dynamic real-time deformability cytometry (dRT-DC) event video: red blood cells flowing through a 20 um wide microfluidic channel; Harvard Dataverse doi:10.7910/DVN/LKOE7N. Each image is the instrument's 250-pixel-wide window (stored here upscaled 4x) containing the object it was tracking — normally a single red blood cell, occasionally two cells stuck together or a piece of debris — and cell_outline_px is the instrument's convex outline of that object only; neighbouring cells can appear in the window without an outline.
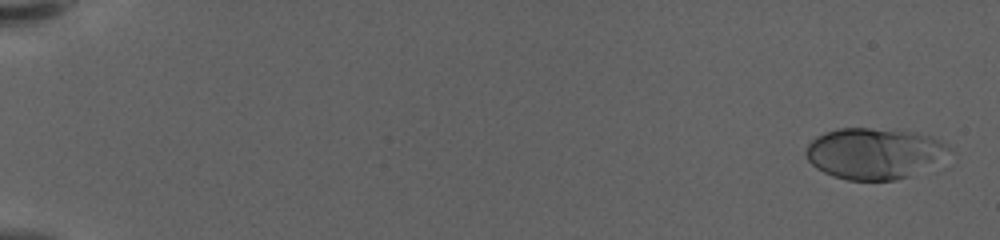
{"species": "human", "species_latin": "Homo sapiens", "temperature_condition": "warm", "stored_images_in_passage": 59, "camera_frame_rate_fps": 3000, "um_per_image_px": 0.085, "donor": {"sex": "female"}, "frame": {"image": 1, "passage_image": 2, "time_ms": 0.333, "image_size_px": [1000, 240], "cell_outline_px": [[952, 148], [936, 164], [908, 176], [896, 180], [848, 180], [832, 176], [816, 168], [808, 160], [804, 152], [808, 144], [816, 136], [824, 132], [840, 128], [868, 128], [916, 132], [932, 136], [940, 140]], "centroid_in_image_um": [74.29, 13.03], "position_along_channel_um": 10.7, "area_um2": 42.66}}
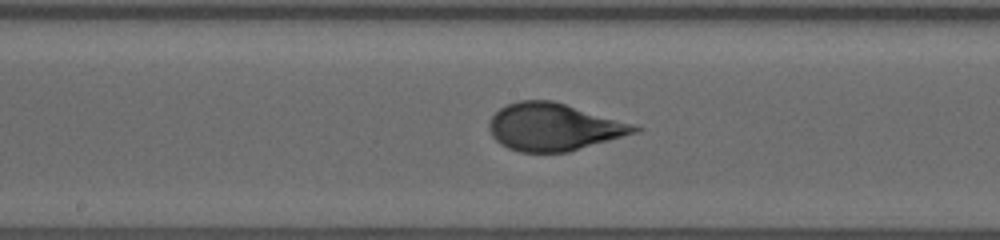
{"frame": {"image": 2, "passage_image": 33, "time_ms": 10.667, "image_size_px": [1000, 240], "cell_outline_px": [[644, 128], [640, 132], [568, 152], [520, 152], [508, 148], [500, 144], [492, 136], [488, 128], [488, 124], [492, 116], [500, 108], [508, 104], [520, 100], [552, 100], [632, 124]], "centroid_in_image_um": [47.06, 10.8], "position_along_channel_um": 201.1, "area_um2": 40.0}}
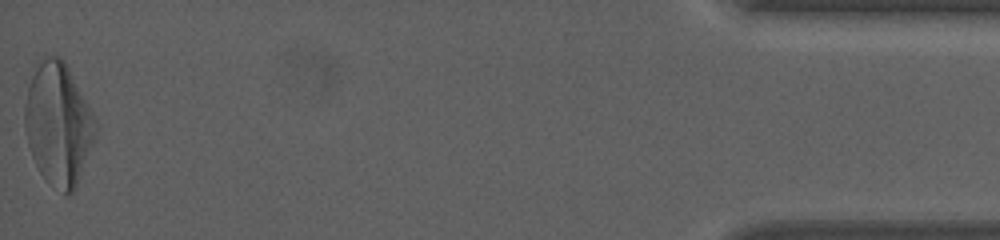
{"frame": {"image": 3, "passage_image": 59, "time_ms": 19.333, "image_size_px": [1000, 240], "cell_outline_px": [[96, 136], [76, 188], [72, 196], [64, 196], [48, 184], [40, 172], [32, 156], [28, 144], [24, 124], [24, 108], [28, 88], [32, 76], [36, 68], [44, 56], [60, 56], [64, 60], [96, 124]], "centroid_in_image_um": [4.94, 10.64], "position_along_channel_um": 430.3, "area_um2": 49.94}, "authors_computed_cell_mechanics": {"area_um2": 39.9976, "velocity_mm_per_s": 3.5866, "shape_relaxation_time_tau1_ms": 4.6928, "shape_relaxation_time_tau2_ms": null, "deformation_change_tau1": 0.1991, "deformation_change_tau2": null}}